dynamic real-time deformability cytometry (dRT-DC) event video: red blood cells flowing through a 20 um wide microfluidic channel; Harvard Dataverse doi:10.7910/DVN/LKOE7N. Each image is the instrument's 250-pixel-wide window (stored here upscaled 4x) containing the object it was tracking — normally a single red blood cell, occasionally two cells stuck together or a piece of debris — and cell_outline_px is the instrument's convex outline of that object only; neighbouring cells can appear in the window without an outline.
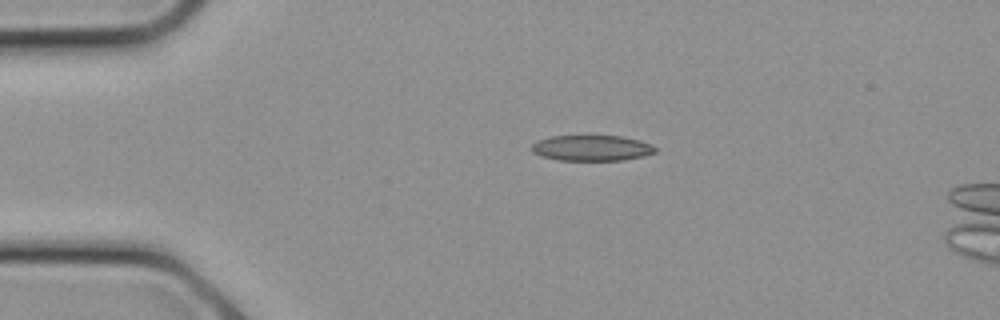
{"species": "common noctule bat (a hibernating species)", "species_latin": "Nyctalus noctula", "temperature_condition": "cold", "stored_images_in_passage": 7, "camera_frame_rate_fps": 3000, "um_per_image_px": 0.085, "animal": {"sex": "female", "body_mass_g": 21.9}, "frame": {"image": 1, "passage_image": 5, "time_ms": 1.333, "image_size_px": [1000, 320], "cell_outline_px": [[656, 152], [644, 156], [624, 160], [556, 160], [540, 156], [532, 152], [532, 144], [548, 136], [624, 136], [640, 140], [652, 144], [656, 148]], "centroid_in_image_um": [50.31, 12.58], "position_along_channel_um": 34.7, "area_um2": 18.61}}